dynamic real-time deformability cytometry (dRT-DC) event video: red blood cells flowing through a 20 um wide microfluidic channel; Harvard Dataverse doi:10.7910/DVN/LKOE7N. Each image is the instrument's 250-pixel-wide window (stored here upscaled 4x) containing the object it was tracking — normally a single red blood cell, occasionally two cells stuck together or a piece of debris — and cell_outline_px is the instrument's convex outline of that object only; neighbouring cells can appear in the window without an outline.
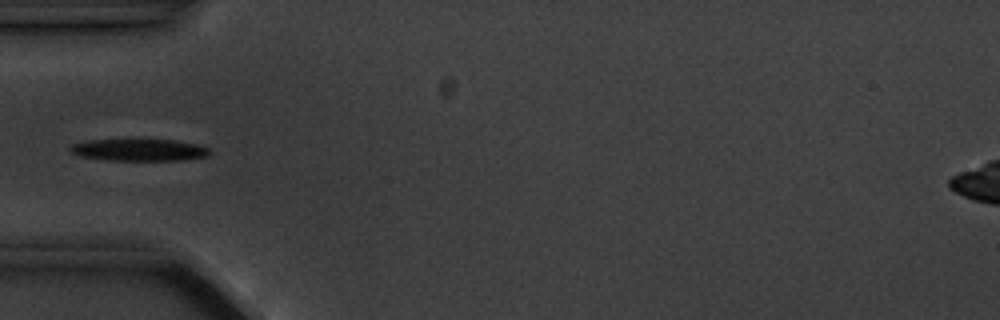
{"species": "common noctule bat (a hibernating species)", "species_latin": "Nyctalus noctula", "temperature_condition": "cold", "stored_images_in_passage": 5, "camera_frame_rate_fps": 3000, "um_per_image_px": 0.085, "animal": {"sex": "male", "body_mass_g": 20.1, "forearm_length_mm": 53.5}, "frame": {"image": 1, "passage_image": 5, "time_ms": 4.667, "image_size_px": [1000, 320], "cell_outline_px": [[212, 152], [208, 156], [184, 160], [108, 160], [80, 156], [68, 152], [68, 148], [72, 144], [88, 140], [176, 140], [196, 144], [208, 148]], "centroid_in_image_um": [11.81, 12.75], "position_along_channel_um": 73.2, "area_um2": 17.86}}